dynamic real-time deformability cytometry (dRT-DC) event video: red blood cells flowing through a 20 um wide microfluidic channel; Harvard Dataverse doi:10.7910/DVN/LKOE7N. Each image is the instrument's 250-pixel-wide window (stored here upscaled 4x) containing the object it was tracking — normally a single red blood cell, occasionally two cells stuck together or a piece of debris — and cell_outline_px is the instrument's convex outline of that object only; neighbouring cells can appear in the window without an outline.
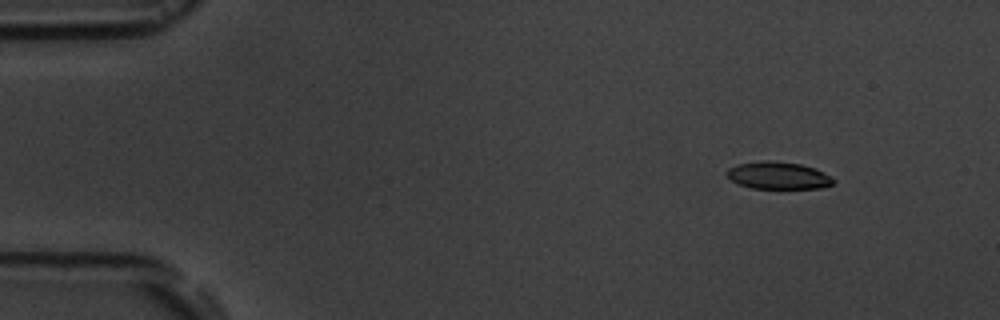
{"species": "common noctule bat (a hibernating species)", "species_latin": "Nyctalus noctula", "temperature_condition": "room temperature", "stored_images_in_passage": 15, "camera_frame_rate_fps": 3000, "um_per_image_px": 0.085, "animal": {"sex": "male", "body_mass_g": 19.5, "forearm_length_mm": 54.6}, "frame": {"image": 1, "passage_image": 2, "time_ms": 1.333, "image_size_px": [1000, 320], "cell_outline_px": [[836, 180], [832, 184], [820, 188], [752, 188], [740, 184], [732, 180], [724, 172], [728, 168], [740, 164], [764, 160], [768, 160], [800, 164], [816, 168], [832, 176]], "centroid_in_image_um": [66.18, 14.91], "position_along_channel_um": 18.8, "area_um2": 16.88}}
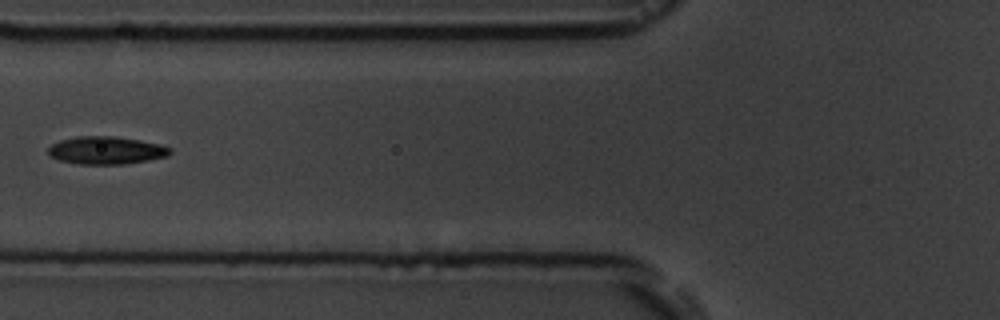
{"frame": {"image": 2, "passage_image": 6, "time_ms": 6.667, "image_size_px": [1000, 320], "cell_outline_px": [[172, 152], [168, 156], [148, 160], [124, 164], [80, 164], [60, 160], [52, 156], [48, 152], [48, 148], [52, 144], [60, 140], [76, 136], [116, 136], [140, 140], [160, 144], [172, 148]], "centroid_in_image_um": [9.06, 12.77], "position_along_channel_um": 116.7, "area_um2": 19.71}}
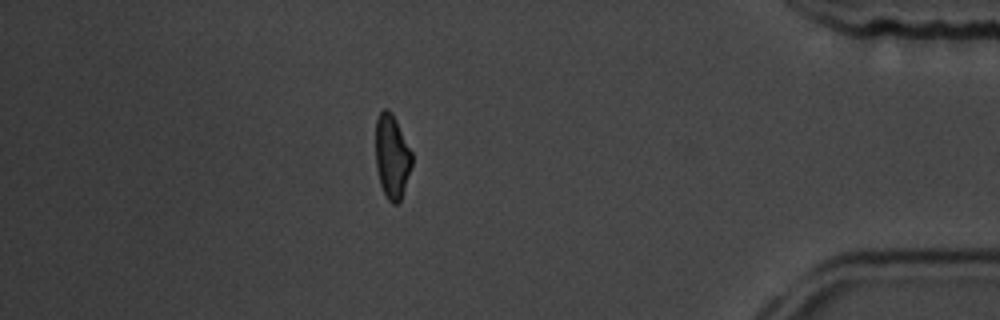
{"frame": {"image": 3, "passage_image": 14, "time_ms": 15.667, "image_size_px": [1000, 320], "cell_outline_px": [[412, 164], [400, 200], [396, 204], [392, 204], [388, 200], [380, 184], [376, 168], [376, 120], [380, 112], [384, 108], [388, 108], [392, 112], [412, 152]], "centroid_in_image_um": [33.31, 13.28], "position_along_channel_um": 401.9, "area_um2": 17.63}, "authors_computed_cell_mechanics": {"area_um2": 18.5538, "velocity_mm_per_s": 3.6312, "shape_relaxation_time_tau1_ms": 3.6243, "shape_relaxation_time_tau2_ms": 2.0067, "deformation_change_tau1": 0.0935, "deformation_change_tau2": 0.0605}}